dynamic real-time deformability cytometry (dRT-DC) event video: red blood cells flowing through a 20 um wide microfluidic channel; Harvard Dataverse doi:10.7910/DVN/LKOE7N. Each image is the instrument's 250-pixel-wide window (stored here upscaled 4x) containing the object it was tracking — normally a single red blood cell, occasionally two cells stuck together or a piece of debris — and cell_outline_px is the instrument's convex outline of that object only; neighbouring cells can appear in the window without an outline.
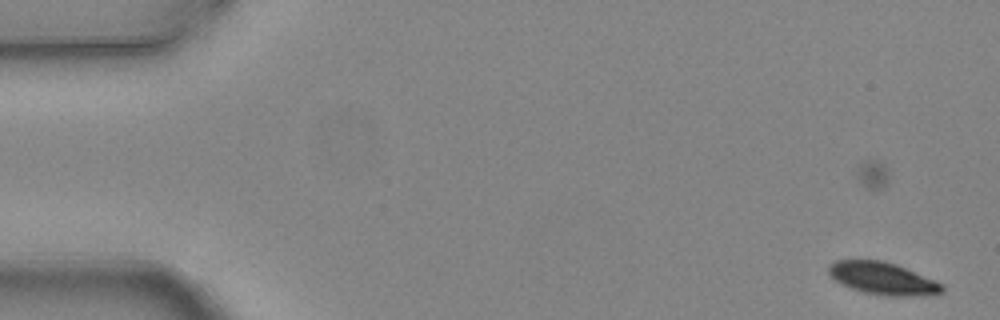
{"species": "common noctule bat (a hibernating species)", "species_latin": "Nyctalus noctula", "temperature_condition": "warm", "stored_images_in_passage": 5, "camera_frame_rate_fps": 3000, "um_per_image_px": 0.085, "animal": {"sex": "female", "body_mass_g": 24.6, "forearm_length_mm": 56.2}, "frame": {"image": 1, "passage_image": 2, "time_ms": 0.333, "image_size_px": [1000, 320], "cell_outline_px": [[944, 292], [932, 296], [884, 296], [864, 292], [840, 284], [828, 272], [828, 264], [836, 260], [884, 260], [896, 264], [944, 284]], "centroid_in_image_um": [75.07, 23.68], "position_along_channel_um": 9.9, "area_um2": 21.62}}